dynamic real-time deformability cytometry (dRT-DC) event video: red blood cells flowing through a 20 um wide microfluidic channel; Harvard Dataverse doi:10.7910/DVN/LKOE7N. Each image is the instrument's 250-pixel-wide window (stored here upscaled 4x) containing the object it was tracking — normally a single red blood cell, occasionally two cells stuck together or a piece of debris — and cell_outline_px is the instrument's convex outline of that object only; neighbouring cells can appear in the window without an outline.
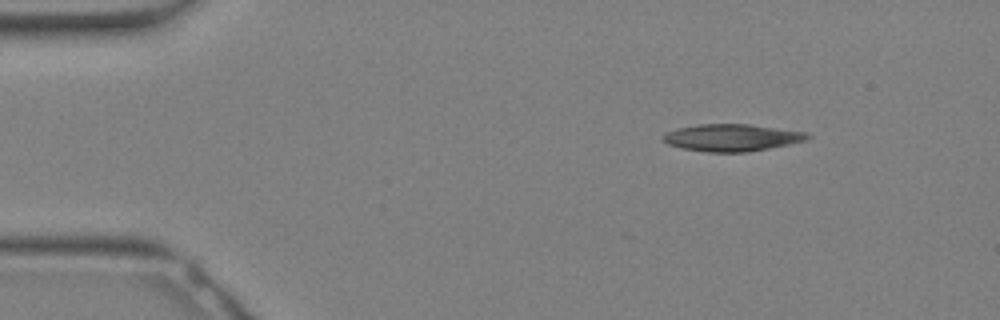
{"species": "Egyptian fruit bat (a non-hibernating species)", "species_latin": "Rousettus aegyptiacus", "temperature_condition": "warm", "stored_images_in_passage": 6, "camera_frame_rate_fps": 3000, "um_per_image_px": 0.085, "animal": {"sex": "female"}, "frame": {"image": 1, "passage_image": 1, "time_ms": 0.0, "image_size_px": [1000, 320], "cell_outline_px": [[812, 136], [808, 140], [748, 152], [708, 152], [680, 148], [668, 144], [660, 140], [660, 136], [664, 132], [676, 128], [696, 124], [748, 124], [808, 132]], "centroid_in_image_um": [62.15, 11.69], "position_along_channel_um": 22.9, "area_um2": 23.12}}